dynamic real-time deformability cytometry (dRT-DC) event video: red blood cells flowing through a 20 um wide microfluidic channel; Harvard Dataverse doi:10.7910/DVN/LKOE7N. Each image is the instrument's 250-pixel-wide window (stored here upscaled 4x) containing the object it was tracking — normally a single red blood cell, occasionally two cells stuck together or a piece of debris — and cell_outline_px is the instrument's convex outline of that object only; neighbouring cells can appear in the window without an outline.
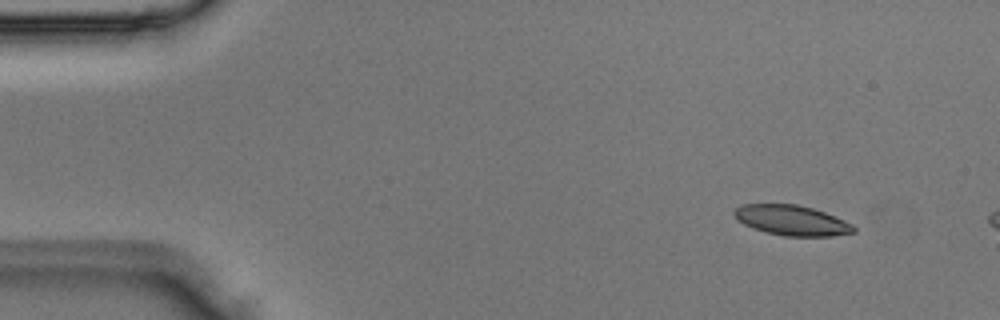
{"species": "Egyptian fruit bat (a non-hibernating species)", "species_latin": "Rousettus aegyptiacus", "temperature_condition": "room temperature", "stored_images_in_passage": 3, "camera_frame_rate_fps": 3000, "um_per_image_px": 0.085, "animal": {"sex": "male"}, "frame": {"image": 1, "passage_image": 1, "time_ms": 0.0, "image_size_px": [1000, 320], "cell_outline_px": [[856, 232], [832, 236], [784, 236], [752, 228], [736, 220], [732, 212], [736, 208], [744, 204], [796, 204], [812, 208], [824, 212], [844, 220], [852, 224], [856, 228]], "centroid_in_image_um": [67.29, 18.73], "position_along_channel_um": 17.7, "area_um2": 20.98}}